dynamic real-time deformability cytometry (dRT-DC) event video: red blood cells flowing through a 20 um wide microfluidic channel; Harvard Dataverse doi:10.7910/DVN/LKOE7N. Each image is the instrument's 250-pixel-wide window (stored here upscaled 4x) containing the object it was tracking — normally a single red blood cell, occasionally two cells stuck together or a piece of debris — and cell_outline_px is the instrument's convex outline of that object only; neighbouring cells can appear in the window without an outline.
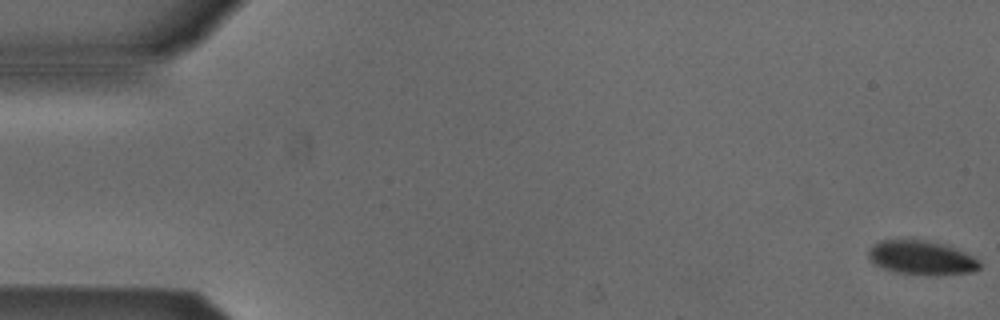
{"species": "Egyptian fruit bat (a non-hibernating species)", "species_latin": "Rousettus aegyptiacus", "temperature_condition": "cold", "stored_images_in_passage": 54, "camera_frame_rate_fps": 3000, "um_per_image_px": 0.085, "animal": {"sex": "male"}, "frame": {"image": 1, "passage_image": 1, "time_ms": 0.0, "image_size_px": [1000, 320], "cell_outline_px": [[980, 268], [972, 272], [940, 276], [928, 276], [896, 272], [884, 268], [876, 264], [868, 256], [868, 252], [880, 240], [920, 240], [944, 244], [972, 256], [980, 264]], "centroid_in_image_um": [78.36, 21.94], "position_along_channel_um": 6.6, "area_um2": 21.79}}
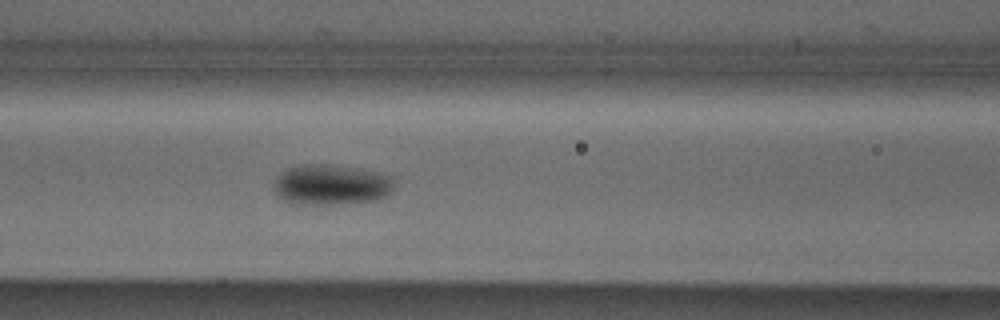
{"frame": {"image": 2, "passage_image": 23, "time_ms": 7.333, "image_size_px": [1000, 320], "cell_outline_px": [[392, 188], [384, 196], [376, 200], [340, 204], [292, 204], [276, 196], [276, 180], [288, 168], [300, 164], [324, 164], [352, 168], [392, 176]], "centroid_in_image_um": [28.11, 15.72], "position_along_channel_um": 138.5, "area_um2": 27.74}}
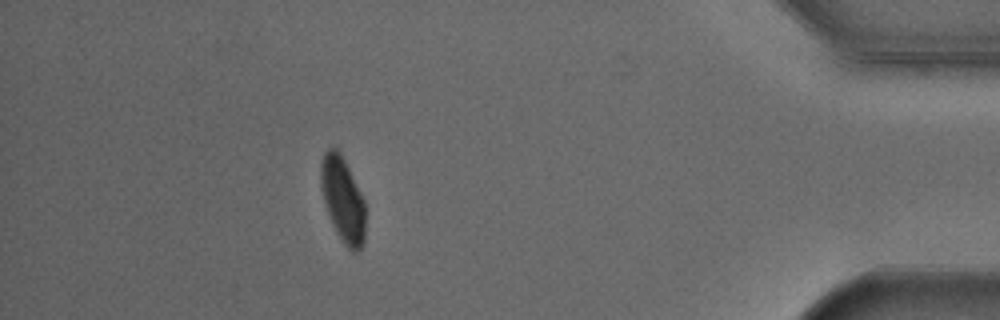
{"frame": {"image": 3, "passage_image": 48, "time_ms": 15.667, "image_size_px": [1000, 320], "cell_outline_px": [[364, 244], [356, 252], [352, 252], [344, 244], [336, 232], [332, 224], [324, 200], [320, 184], [320, 164], [324, 152], [328, 148], [336, 148], [340, 152], [364, 200]], "centroid_in_image_um": [29.12, 16.96], "position_along_channel_um": 406.1, "area_um2": 21.79}, "authors_computed_cell_mechanics": {"area_um2": 24.2471, "velocity_mm_per_s": 3.8527, "shape_relaxation_time_tau1_ms": 2.5893, "shape_relaxation_time_tau2_ms": null, "deformation_change_tau1": 0.09, "deformation_change_tau2": null}}